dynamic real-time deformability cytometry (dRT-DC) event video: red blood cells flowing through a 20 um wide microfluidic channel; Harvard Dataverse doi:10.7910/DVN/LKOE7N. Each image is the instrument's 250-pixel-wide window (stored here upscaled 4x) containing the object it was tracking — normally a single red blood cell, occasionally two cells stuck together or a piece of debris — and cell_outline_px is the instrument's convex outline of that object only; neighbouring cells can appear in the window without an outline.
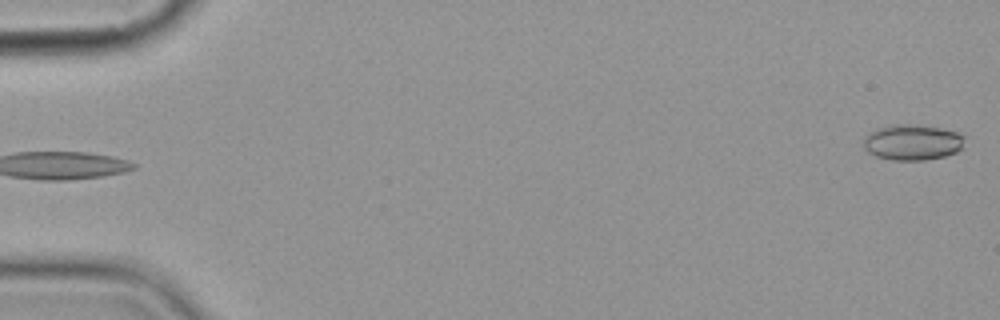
{"species": "common noctule bat (a hibernating species)", "species_latin": "Nyctalus noctula", "temperature_condition": "cold", "stored_images_in_passage": 5, "camera_frame_rate_fps": 3000, "um_per_image_px": 0.085, "animal": {"sex": "female", "body_mass_g": 19.9}, "frame": {"image": 1, "passage_image": 5, "time_ms": 4.667, "image_size_px": [1000, 320], "cell_outline_px": [[968, 136], [964, 148], [956, 152], [944, 156], [924, 160], [892, 160], [876, 156], [868, 152], [864, 148], [864, 136], [868, 132], [876, 128], [892, 124], [908, 124], [940, 128], [956, 132]], "centroid_in_image_um": [77.58, 12.09], "position_along_channel_um": 7.4, "area_um2": 21.39}}